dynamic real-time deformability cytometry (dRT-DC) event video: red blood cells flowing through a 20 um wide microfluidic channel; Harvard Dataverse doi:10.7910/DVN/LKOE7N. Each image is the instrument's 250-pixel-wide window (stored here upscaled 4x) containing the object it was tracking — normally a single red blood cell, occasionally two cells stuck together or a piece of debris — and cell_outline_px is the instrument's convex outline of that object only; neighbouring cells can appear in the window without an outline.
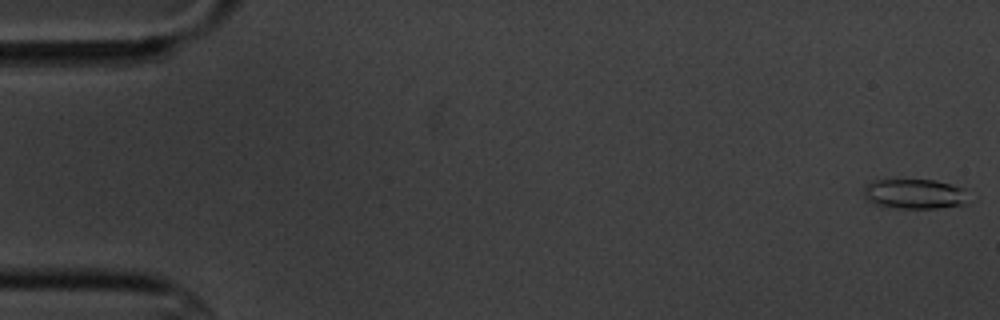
{"species": "common noctule bat (a hibernating species)", "species_latin": "Nyctalus noctula", "temperature_condition": "cold", "stored_images_in_passage": 5, "camera_frame_rate_fps": 3000, "um_per_image_px": 0.085, "animal": {"sex": "male", "body_mass_g": 20.1, "forearm_length_mm": 53.5}, "frame": {"image": 1, "passage_image": 1, "time_ms": 0.0, "image_size_px": [1000, 320], "cell_outline_px": [[976, 200], [964, 204], [940, 208], [896, 208], [872, 204], [864, 196], [864, 188], [872, 180], [936, 180], [964, 188]], "centroid_in_image_um": [77.85, 16.49], "position_along_channel_um": 7.2, "area_um2": 18.73}}
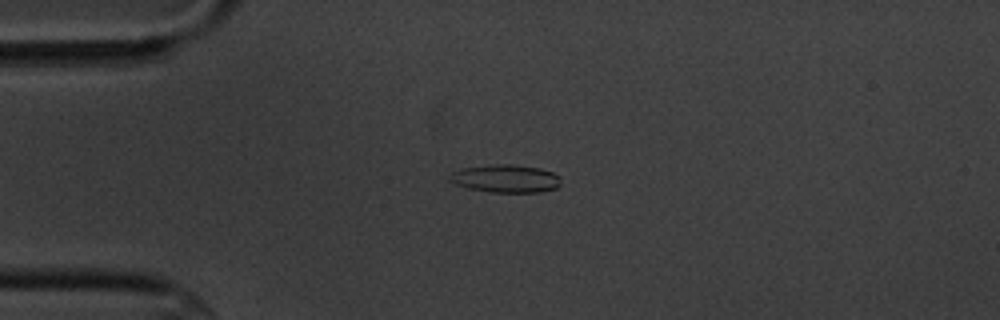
{"frame": {"image": 2, "passage_image": 4, "time_ms": 4.333, "image_size_px": [1000, 320], "cell_outline_px": [[560, 184], [556, 188], [540, 192], [492, 192], [468, 188], [456, 184], [448, 180], [448, 176], [452, 172], [460, 168], [496, 164], [512, 164], [540, 168], [552, 172], [560, 176]], "centroid_in_image_um": [42.97, 15.17], "position_along_channel_um": 42.0, "area_um2": 18.15}}